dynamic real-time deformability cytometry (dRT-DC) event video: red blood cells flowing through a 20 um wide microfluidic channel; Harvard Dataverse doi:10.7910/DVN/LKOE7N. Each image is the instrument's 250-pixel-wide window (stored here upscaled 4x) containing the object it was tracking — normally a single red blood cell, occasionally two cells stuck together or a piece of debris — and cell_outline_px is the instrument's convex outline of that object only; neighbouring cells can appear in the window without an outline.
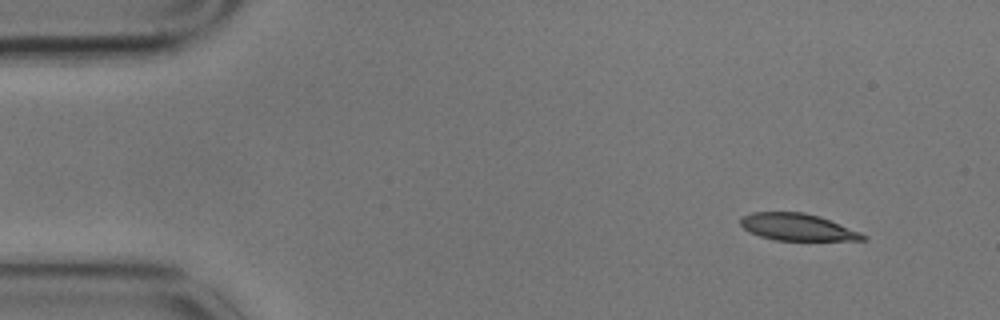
{"species": "common noctule bat (a hibernating species)", "species_latin": "Nyctalus noctula", "temperature_condition": "cold", "stored_images_in_passage": 12, "camera_frame_rate_fps": 3000, "um_per_image_px": 0.085, "animal": {"sex": "male", "body_mass_g": 17.9}, "frame": {"image": 1, "passage_image": 2, "time_ms": 0.333, "image_size_px": [1000, 320], "cell_outline_px": [[868, 240], [776, 240], [760, 236], [744, 228], [740, 224], [740, 220], [744, 216], [752, 212], [804, 212], [820, 216], [860, 232], [868, 236]], "centroid_in_image_um": [67.81, 19.3], "position_along_channel_um": 17.2, "area_um2": 19.07}}